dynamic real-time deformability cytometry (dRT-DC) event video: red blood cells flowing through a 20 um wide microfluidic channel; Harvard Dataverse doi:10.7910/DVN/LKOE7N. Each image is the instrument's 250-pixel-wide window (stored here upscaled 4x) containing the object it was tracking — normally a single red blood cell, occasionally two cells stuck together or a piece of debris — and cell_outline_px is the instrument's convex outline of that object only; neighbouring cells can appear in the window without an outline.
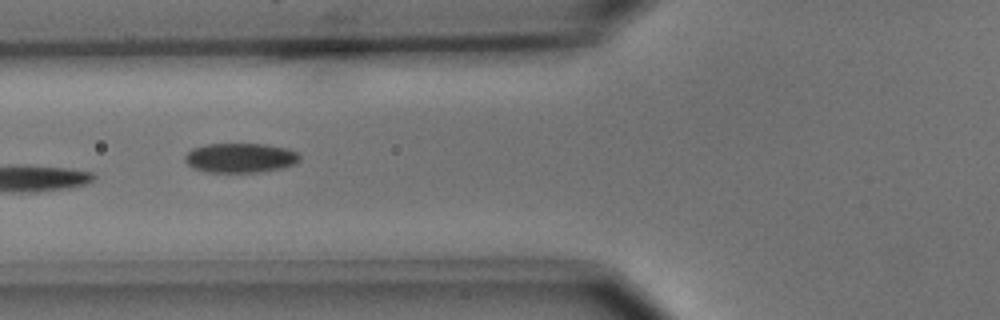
{"species": "common noctule bat (a hibernating species)", "species_latin": "Nyctalus noctula", "temperature_condition": "cold", "stored_images_in_passage": 9, "camera_frame_rate_fps": 3000, "um_per_image_px": 0.085, "animal": {"sex": "male", "body_mass_g": 15.6}, "frame": {"image": 1, "passage_image": 6, "time_ms": 6.667, "image_size_px": [1000, 320], "cell_outline_px": [[300, 160], [296, 164], [280, 168], [256, 172], [208, 172], [192, 168], [184, 160], [184, 156], [192, 148], [204, 144], [264, 144], [288, 148], [296, 152], [300, 156]], "centroid_in_image_um": [20.41, 13.41], "position_along_channel_um": 105.4, "area_um2": 19.83}}
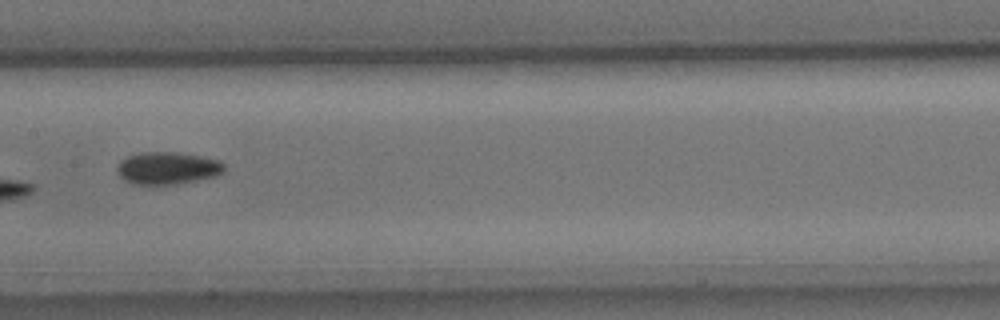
{"frame": {"image": 2, "passage_image": 8, "time_ms": 9.0, "image_size_px": [1000, 320], "cell_outline_px": [[224, 172], [216, 176], [196, 180], [172, 184], [136, 184], [124, 180], [120, 176], [116, 168], [120, 160], [128, 156], [140, 152], [176, 152], [200, 156], [220, 160], [224, 164]], "centroid_in_image_um": [14.23, 14.28], "position_along_channel_um": 193.2, "area_um2": 20.11}}
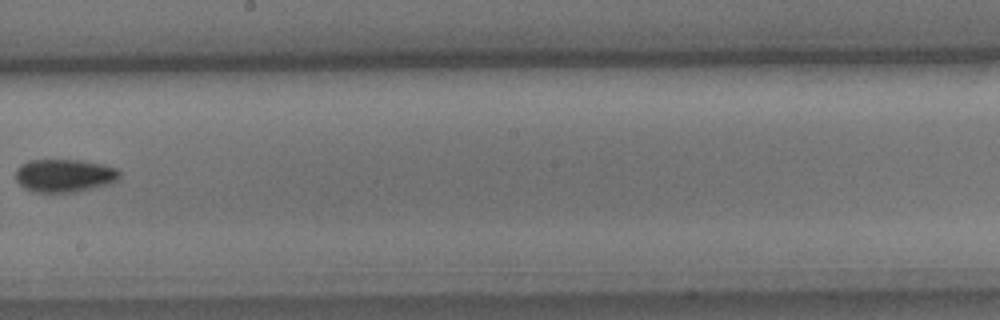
{"frame": {"image": 3, "passage_image": 9, "time_ms": 10.333, "image_size_px": [1000, 320], "cell_outline_px": [[120, 180], [112, 184], [76, 192], [32, 192], [24, 188], [16, 180], [16, 168], [20, 164], [28, 160], [80, 160], [104, 164], [116, 168], [120, 172]], "centroid_in_image_um": [5.5, 14.93], "position_along_channel_um": 242.7, "area_um2": 20.4}}